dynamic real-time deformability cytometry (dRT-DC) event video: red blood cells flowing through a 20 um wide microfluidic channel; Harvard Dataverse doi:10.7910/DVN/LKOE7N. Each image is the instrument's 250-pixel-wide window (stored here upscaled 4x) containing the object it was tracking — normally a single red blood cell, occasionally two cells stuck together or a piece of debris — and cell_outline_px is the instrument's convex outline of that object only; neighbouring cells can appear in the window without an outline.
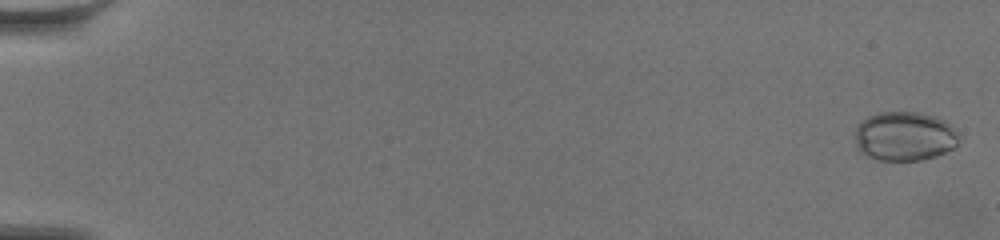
{"species": "common noctule bat (a hibernating species)", "species_latin": "Nyctalus noctula", "temperature_condition": "warm", "stored_images_in_passage": 31, "camera_frame_rate_fps": 3000, "um_per_image_px": 0.085, "animal": {"sex": "female", "body_mass_g": 19.5, "forearm_length_mm": 54.1}, "frame": {"image": 1, "passage_image": 1, "time_ms": 0.0, "image_size_px": [1000, 240], "cell_outline_px": [[956, 144], [952, 148], [936, 156], [920, 160], [880, 160], [868, 156], [860, 152], [856, 148], [856, 128], [868, 116], [880, 112], [916, 112], [932, 116], [944, 120], [952, 128], [956, 136]], "centroid_in_image_um": [76.83, 11.59], "position_along_channel_um": 8.2, "area_um2": 29.25}}
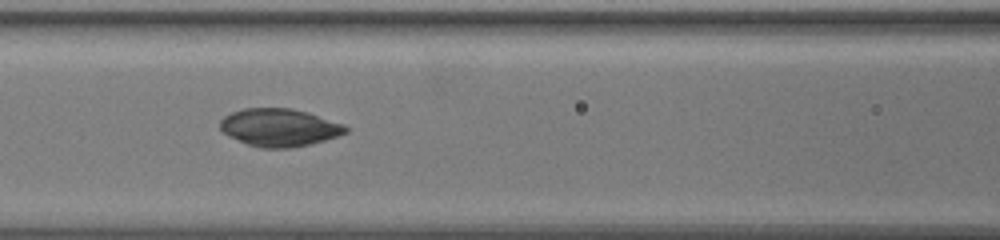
{"frame": {"image": 2, "passage_image": 23, "time_ms": 7.333, "image_size_px": [1000, 240], "cell_outline_px": [[348, 132], [324, 140], [292, 148], [260, 148], [248, 144], [228, 136], [220, 128], [220, 120], [224, 116], [232, 112], [244, 108], [292, 108], [308, 112], [344, 124], [348, 128]], "centroid_in_image_um": [23.74, 10.83], "position_along_channel_um": 142.9, "area_um2": 27.57}}
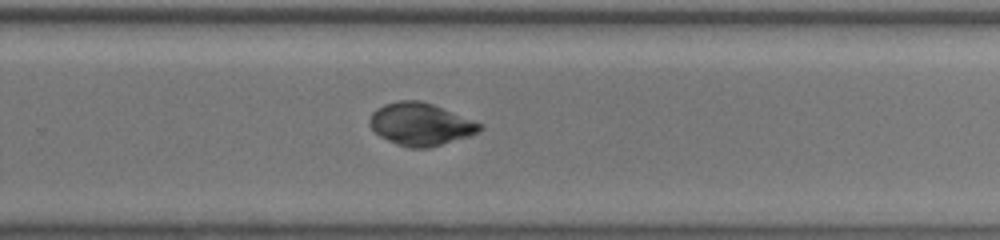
{"frame": {"image": 3, "passage_image": 31, "time_ms": 10.0, "image_size_px": [1000, 240], "cell_outline_px": [[484, 124], [476, 132], [468, 136], [428, 148], [408, 148], [396, 144], [380, 136], [368, 124], [368, 120], [372, 112], [376, 108], [384, 104], [400, 100], [420, 100], [432, 104]], "centroid_in_image_um": [35.7, 10.55], "position_along_channel_um": 294.1, "area_um2": 27.11}}